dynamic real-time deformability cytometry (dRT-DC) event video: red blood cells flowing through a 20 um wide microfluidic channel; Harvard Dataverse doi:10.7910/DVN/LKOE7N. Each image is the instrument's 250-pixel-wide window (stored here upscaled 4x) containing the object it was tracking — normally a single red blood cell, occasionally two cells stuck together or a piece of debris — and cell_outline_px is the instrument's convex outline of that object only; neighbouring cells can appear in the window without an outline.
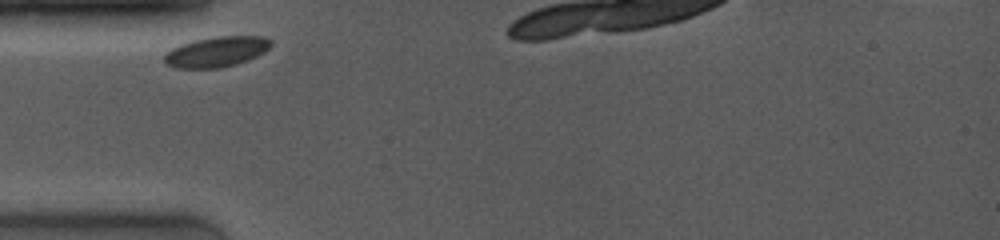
{"species": "common noctule bat (a hibernating species)", "species_latin": "Nyctalus noctula", "temperature_condition": "room temperature", "stored_images_in_passage": 7, "camera_frame_rate_fps": 4000, "um_per_image_px": 0.085, "animal": {"sex": "female", "body_mass_g": 19.0, "forearm_length_mm": 53.3}, "frame": {"image": 1, "passage_image": 1, "time_ms": 0.0, "image_size_px": [1000, 240], "cell_outline_px": [[272, 44], [264, 52], [248, 60], [236, 64], [220, 68], [176, 68], [164, 64], [164, 56], [172, 48], [180, 44], [196, 40], [216, 36], [264, 36], [272, 40]], "centroid_in_image_um": [18.4, 4.4], "position_along_channel_um": 66.6, "area_um2": 18.9}}
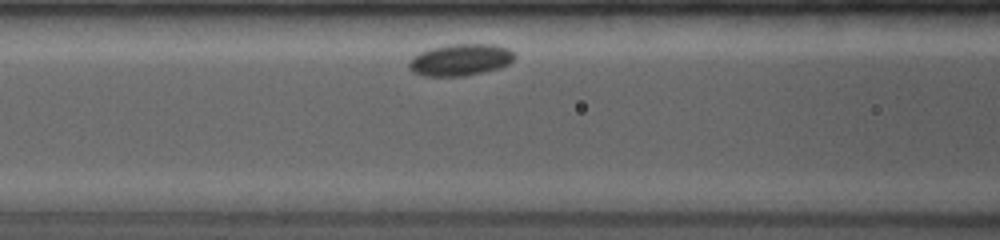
{"frame": {"image": 2, "passage_image": 5, "time_ms": 1.75, "image_size_px": [1000, 240], "cell_outline_px": [[516, 56], [508, 64], [500, 68], [484, 72], [464, 76], [424, 76], [412, 72], [408, 68], [408, 64], [412, 56], [420, 52], [432, 48], [452, 44], [496, 44], [508, 48]], "centroid_in_image_um": [39.12, 5.09], "position_along_channel_um": 127.5, "area_um2": 19.65}}